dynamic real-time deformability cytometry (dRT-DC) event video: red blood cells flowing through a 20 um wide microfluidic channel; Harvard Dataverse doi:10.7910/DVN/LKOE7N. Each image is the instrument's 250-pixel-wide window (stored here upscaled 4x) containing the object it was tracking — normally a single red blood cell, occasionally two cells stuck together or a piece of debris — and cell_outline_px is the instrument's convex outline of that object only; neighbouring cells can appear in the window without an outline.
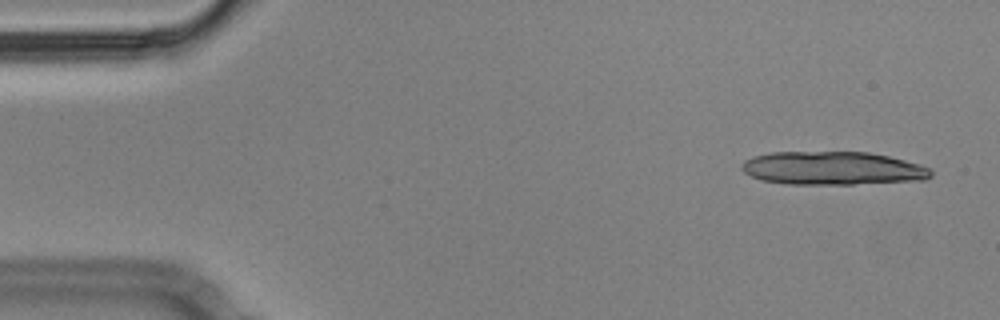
{"species": "Egyptian fruit bat (a non-hibernating species)", "species_latin": "Rousettus aegyptiacus", "temperature_condition": "cold", "stored_images_in_passage": 12, "camera_frame_rate_fps": 3000, "um_per_image_px": 0.085, "animal": {"sex": "male"}, "frame": {"image": 1, "passage_image": 3, "time_ms": 0.667, "image_size_px": [1000, 320], "cell_outline_px": [[920, 176], [888, 180], [776, 180], [836, 152], [852, 152], [880, 156], [896, 160], [908, 164]], "centroid_in_image_um": [72.52, 14.33], "position_along_channel_um": 12.5, "area_um2": 19.07}}